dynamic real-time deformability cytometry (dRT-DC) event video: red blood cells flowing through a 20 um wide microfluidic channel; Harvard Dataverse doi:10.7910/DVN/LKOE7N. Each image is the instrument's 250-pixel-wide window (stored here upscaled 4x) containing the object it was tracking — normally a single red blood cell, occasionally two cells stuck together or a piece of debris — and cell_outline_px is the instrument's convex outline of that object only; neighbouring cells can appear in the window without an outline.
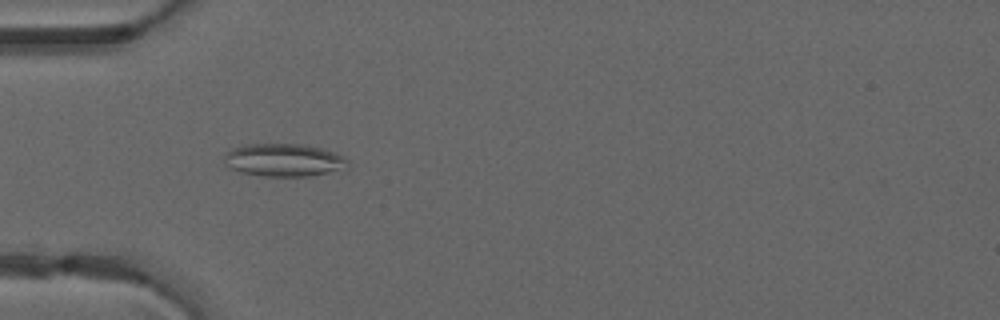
{"species": "common noctule bat (a hibernating species)", "species_latin": "Nyctalus noctula", "temperature_condition": "warm", "stored_images_in_passage": 43, "camera_frame_rate_fps": 3000, "um_per_image_px": 0.085, "animal": {"sex": "male", "forearm_length_mm": 52.5}, "frame": {"image": 1, "passage_image": 9, "time_ms": 2.667, "image_size_px": [1000, 320], "cell_outline_px": [[348, 160], [336, 168], [328, 172], [308, 176], [264, 176], [240, 172], [224, 164], [224, 156], [232, 148], [248, 144], [300, 144], [320, 148], [344, 156]], "centroid_in_image_um": [24.01, 13.59], "position_along_channel_um": 61.0, "area_um2": 22.95}}
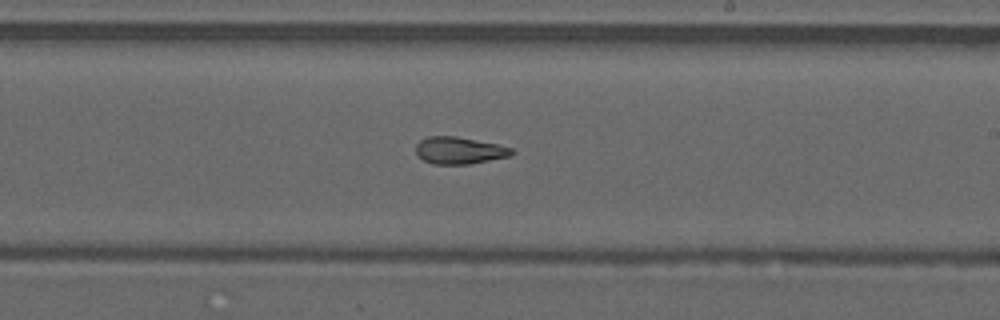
{"frame": {"image": 2, "passage_image": 23, "time_ms": 7.333, "image_size_px": [1000, 320], "cell_outline_px": [[516, 152], [508, 156], [468, 164], [432, 164], [416, 156], [416, 144], [420, 140], [428, 136], [456, 136], [496, 144], [512, 148]], "centroid_in_image_um": [38.99, 12.78], "position_along_channel_um": 250.0, "area_um2": 15.03}}
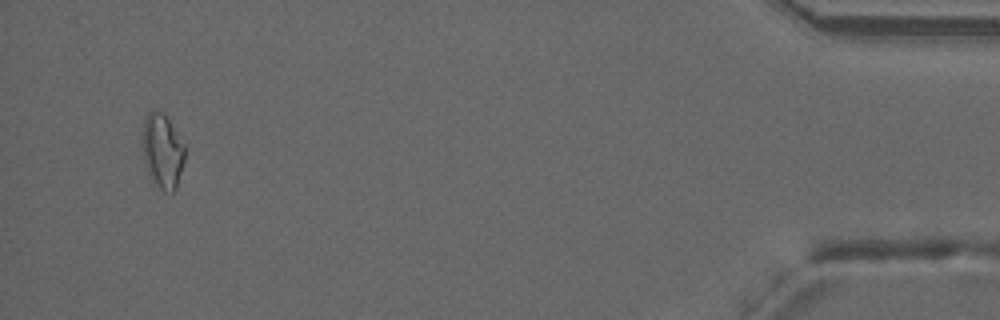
{"frame": {"image": 3, "passage_image": 41, "time_ms": 13.333, "image_size_px": [1000, 320], "cell_outline_px": [[184, 160], [176, 188], [172, 192], [164, 192], [152, 184], [148, 176], [144, 160], [144, 120], [148, 112], [164, 112], [184, 144]], "centroid_in_image_um": [13.82, 12.9], "position_along_channel_um": 421.4, "area_um2": 18.21}, "authors_computed_cell_mechanics": {"area_um2": 16.184, "velocity_mm_per_s": 4.1341, "shape_relaxation_time_tau1_ms": null, "shape_relaxation_time_tau2_ms": 3.5656, "deformation_change_tau1": null, "deformation_change_tau2": 0.1174}}